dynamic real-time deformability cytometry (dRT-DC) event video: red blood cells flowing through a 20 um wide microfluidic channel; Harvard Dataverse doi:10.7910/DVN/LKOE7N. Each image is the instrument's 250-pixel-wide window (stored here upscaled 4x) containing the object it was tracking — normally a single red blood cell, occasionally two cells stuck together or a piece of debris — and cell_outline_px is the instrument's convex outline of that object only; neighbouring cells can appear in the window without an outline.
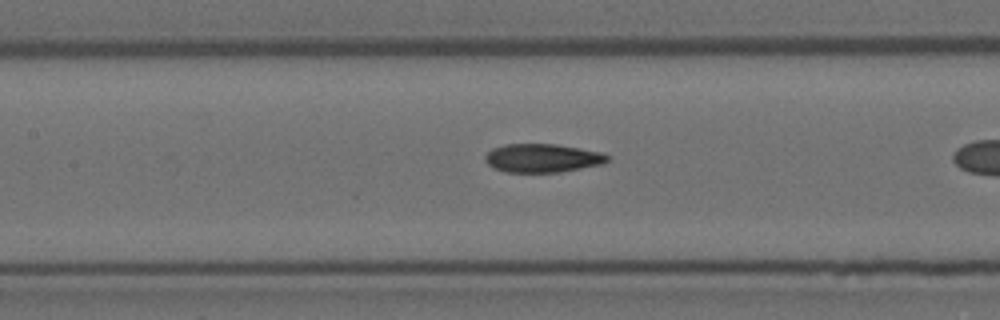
{"species": "Egyptian fruit bat (a non-hibernating species)", "species_latin": "Rousettus aegyptiacus", "temperature_condition": "room temperature", "stored_images_in_passage": 39, "camera_frame_rate_fps": 3000, "um_per_image_px": 0.085, "animal": {"sex": "female"}, "frame": {"image": 1, "passage_image": 21, "time_ms": 6.667, "image_size_px": [1000, 320], "cell_outline_px": [[612, 156], [604, 164], [560, 172], [504, 172], [492, 168], [484, 160], [484, 156], [492, 148], [504, 144], [556, 144], [580, 148], [600, 152]], "centroid_in_image_um": [46.1, 13.44], "position_along_channel_um": 161.3, "area_um2": 20.58}}
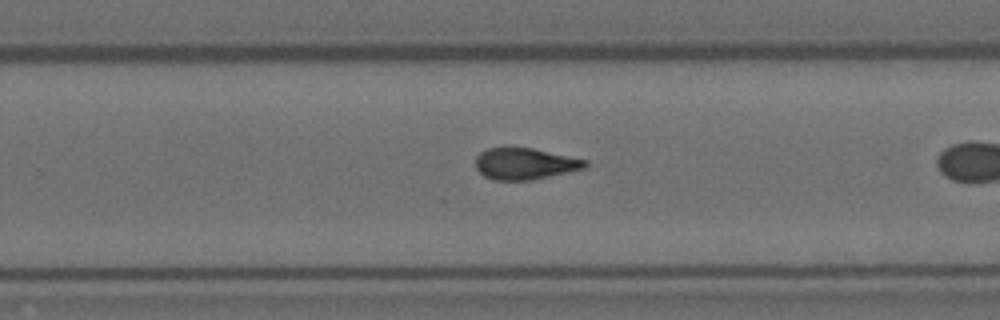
{"frame": {"image": 2, "passage_image": 31, "time_ms": 10.0, "image_size_px": [1000, 320], "cell_outline_px": [[588, 164], [584, 168], [568, 172], [532, 180], [492, 180], [484, 176], [476, 168], [476, 156], [480, 152], [488, 148], [532, 148], [588, 160]], "centroid_in_image_um": [44.61, 13.92], "position_along_channel_um": 285.2, "area_um2": 20.0}}
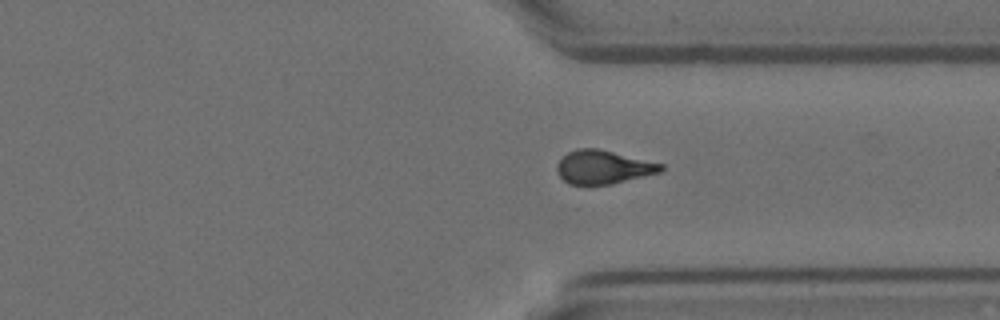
{"frame": {"image": 3, "passage_image": 37, "time_ms": 12.0, "image_size_px": [1000, 320], "cell_outline_px": [[664, 168], [660, 172], [612, 184], [568, 184], [560, 176], [556, 168], [556, 164], [568, 152], [576, 148], [596, 148], [664, 164]], "centroid_in_image_um": [51.26, 14.2], "position_along_channel_um": 360.1, "area_um2": 20.11}}